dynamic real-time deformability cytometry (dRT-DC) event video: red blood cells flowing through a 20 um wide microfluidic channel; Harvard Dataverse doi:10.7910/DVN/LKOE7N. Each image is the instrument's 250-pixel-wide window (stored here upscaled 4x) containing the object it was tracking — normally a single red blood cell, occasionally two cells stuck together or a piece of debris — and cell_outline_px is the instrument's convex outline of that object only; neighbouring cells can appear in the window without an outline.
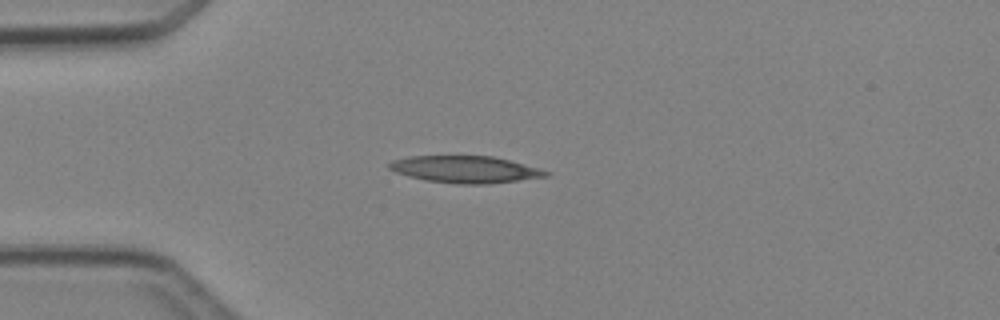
{"species": "Egyptian fruit bat (a non-hibernating species)", "species_latin": "Rousettus aegyptiacus", "temperature_condition": "cold", "stored_images_in_passage": 1, "camera_frame_rate_fps": 3000, "um_per_image_px": 0.085, "animal": {"sex": "female"}, "frame": {"image": 1, "passage_image": 1, "time_ms": 0.0, "image_size_px": [1000, 320], "cell_outline_px": [[552, 172], [548, 176], [488, 184], [460, 184], [428, 180], [408, 176], [396, 172], [388, 168], [388, 164], [392, 160], [408, 156], [492, 156], [508, 160]], "centroid_in_image_um": [39.52, 14.39], "position_along_channel_um": 45.5, "area_um2": 24.33}}